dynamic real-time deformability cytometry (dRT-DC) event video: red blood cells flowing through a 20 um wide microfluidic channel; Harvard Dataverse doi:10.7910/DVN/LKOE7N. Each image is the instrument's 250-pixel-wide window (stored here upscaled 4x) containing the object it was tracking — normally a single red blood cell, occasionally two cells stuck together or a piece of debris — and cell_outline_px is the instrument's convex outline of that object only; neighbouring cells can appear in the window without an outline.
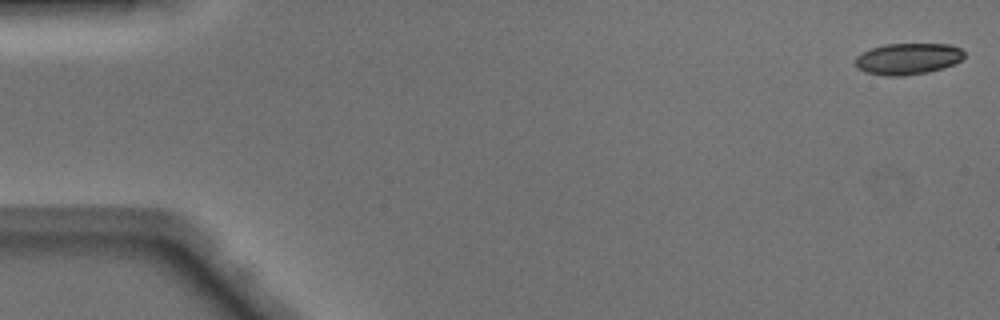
{"species": "Egyptian fruit bat (a non-hibernating species)", "species_latin": "Rousettus aegyptiacus", "temperature_condition": "warm", "stored_images_in_passage": 48, "camera_frame_rate_fps": 3000, "um_per_image_px": 0.085, "animal": {"sex": "male"}, "frame": {"image": 1, "passage_image": 1, "time_ms": 0.0, "image_size_px": [1000, 320], "cell_outline_px": [[964, 56], [960, 60], [944, 68], [928, 72], [904, 76], [884, 76], [864, 72], [856, 68], [856, 56], [860, 52], [884, 44], [948, 44], [960, 48], [964, 52]], "centroid_in_image_um": [77.13, 5.0], "position_along_channel_um": 7.9, "area_um2": 20.06}}
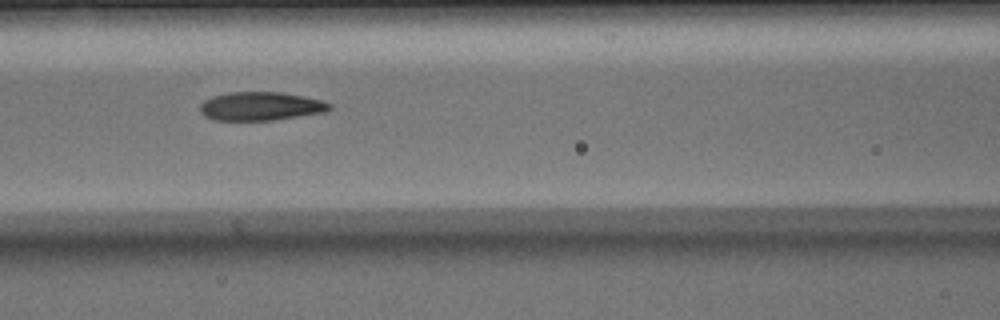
{"frame": {"image": 2, "passage_image": 21, "time_ms": 6.667, "image_size_px": [1000, 320], "cell_outline_px": [[332, 108], [324, 112], [272, 120], [216, 120], [204, 116], [200, 112], [200, 104], [204, 100], [212, 96], [228, 92], [280, 92], [324, 100], [332, 104]], "centroid_in_image_um": [22.15, 9.02], "position_along_channel_um": 144.5, "area_um2": 21.56}}
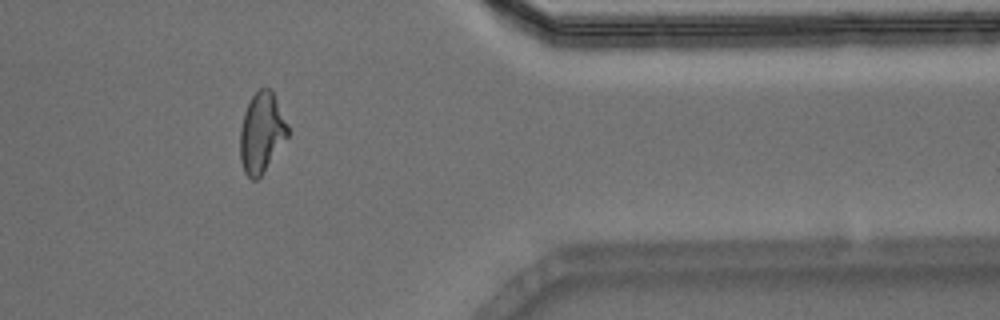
{"frame": {"image": 3, "passage_image": 40, "time_ms": 13.0, "image_size_px": [1000, 320], "cell_outline_px": [[288, 136], [264, 172], [256, 180], [252, 180], [244, 172], [240, 160], [240, 128], [244, 112], [252, 96], [260, 88], [272, 88], [288, 124]], "centroid_in_image_um": [22.24, 11.27], "position_along_channel_um": 389.2, "area_um2": 22.37}, "authors_computed_cell_mechanics": {"area_um2": 21.8484, "velocity_mm_per_s": 4.1554, "shape_relaxation_time_tau1_ms": 5.0009, "shape_relaxation_time_tau2_ms": 1.8891, "deformation_change_tau1": 0.2114, "deformation_change_tau2": 0.0964}}